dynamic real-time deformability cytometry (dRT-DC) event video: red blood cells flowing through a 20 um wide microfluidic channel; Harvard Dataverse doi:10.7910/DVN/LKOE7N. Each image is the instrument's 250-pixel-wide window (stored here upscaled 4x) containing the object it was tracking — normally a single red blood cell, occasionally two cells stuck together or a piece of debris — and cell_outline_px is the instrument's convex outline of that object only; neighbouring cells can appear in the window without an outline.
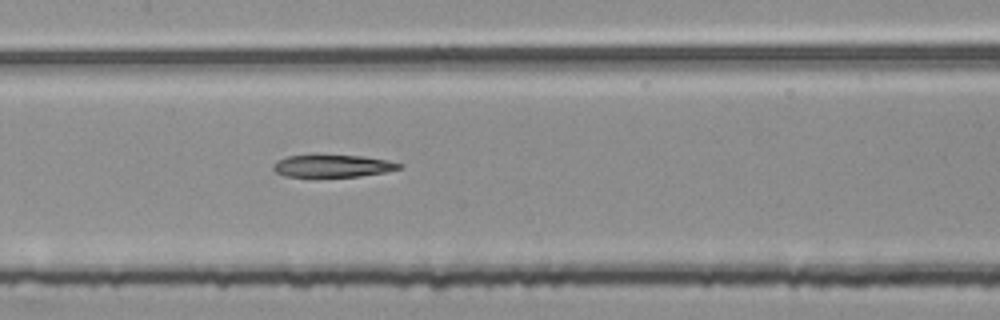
{"species": "common noctule bat (a hibernating species)", "species_latin": "Nyctalus noctula", "temperature_condition": "room temperature", "stored_images_in_passage": 54, "segment_of_instrument_passage": [2, 2], "camera_frame_rate_fps": 3000, "um_per_image_px": 0.085, "animal": {"sex": "female", "body_mass_g": 25.1}, "frame": {"image": 1, "passage_image": 26, "time_ms": 8.333, "image_size_px": [1000, 320], "cell_outline_px": [[404, 164], [400, 168], [384, 172], [360, 176], [284, 176], [276, 172], [272, 168], [272, 164], [276, 160], [288, 156], [364, 156], [388, 160]], "centroid_in_image_um": [28.28, 14.11], "position_along_channel_um": 179.1, "area_um2": 16.07}}
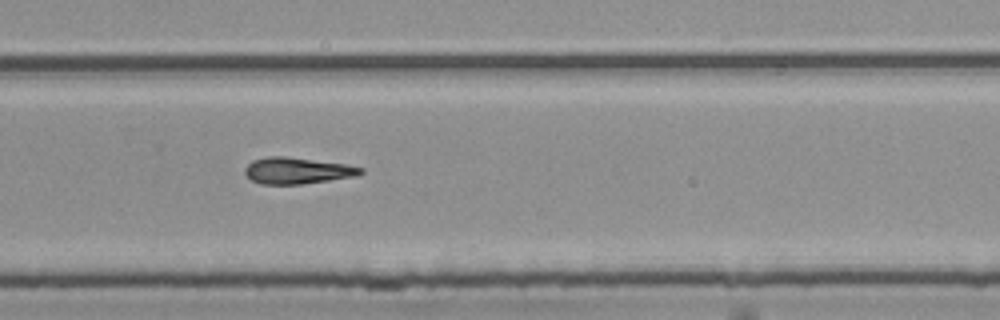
{"frame": {"image": 2, "passage_image": 36, "time_ms": 11.667, "image_size_px": [1000, 320], "cell_outline_px": [[364, 172], [356, 176], [300, 184], [260, 184], [252, 180], [244, 172], [244, 168], [252, 160], [268, 156], [284, 156], [344, 164], [364, 168]], "centroid_in_image_um": [25.24, 14.5], "position_along_channel_um": 304.6, "area_um2": 17.63}}
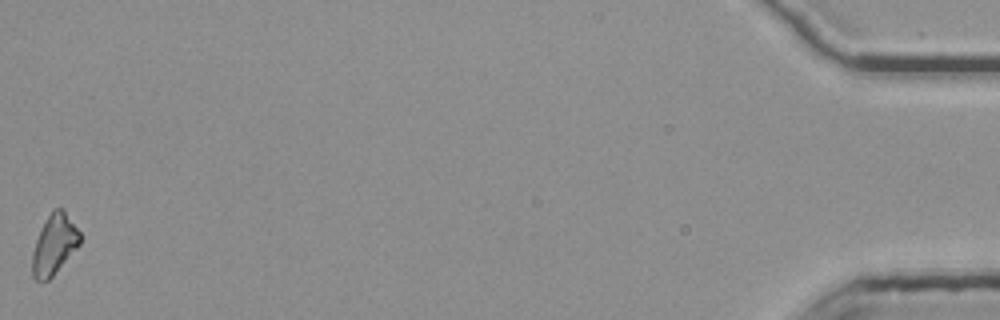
{"frame": {"image": 3, "passage_image": 54, "time_ms": 17.667, "image_size_px": [1000, 320], "cell_outline_px": [[80, 244], [52, 276], [48, 280], [36, 280], [32, 276], [32, 252], [36, 240], [52, 208], [64, 208], [80, 232]], "centroid_in_image_um": [4.61, 20.76], "position_along_channel_um": 430.6, "area_um2": 16.47}}